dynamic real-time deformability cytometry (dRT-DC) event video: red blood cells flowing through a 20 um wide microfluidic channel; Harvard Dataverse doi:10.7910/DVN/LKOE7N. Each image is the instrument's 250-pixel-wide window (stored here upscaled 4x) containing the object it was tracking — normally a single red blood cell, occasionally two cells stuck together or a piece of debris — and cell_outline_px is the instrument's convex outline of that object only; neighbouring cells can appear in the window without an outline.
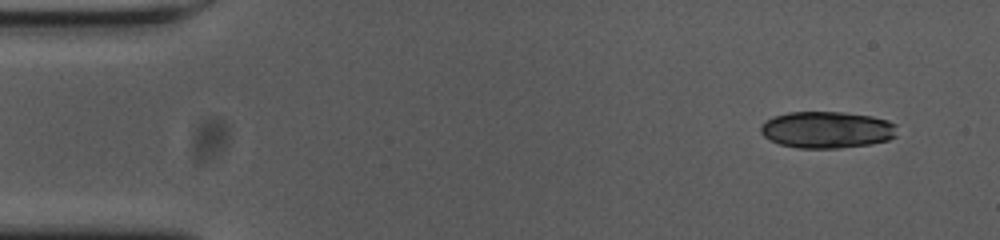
{"species": "common noctule bat (a hibernating species)", "species_latin": "Nyctalus noctula", "temperature_condition": "cold", "stored_images_in_passage": 53, "segment_of_instrument_passage": [1, 2], "camera_frame_rate_fps": 3000, "um_per_image_px": 0.085, "animal": {"sex": "female", "body_mass_g": 23.0, "forearm_length_mm": 53.4}, "frame": {"image": 1, "passage_image": 1, "time_ms": 0.0, "image_size_px": [1000, 240], "cell_outline_px": [[896, 136], [888, 140], [868, 144], [840, 148], [800, 148], [780, 144], [764, 136], [760, 132], [760, 128], [772, 116], [788, 112], [844, 112], [872, 116], [888, 120], [896, 124]], "centroid_in_image_um": [70.31, 11.02], "position_along_channel_um": 14.7, "area_um2": 29.13}}